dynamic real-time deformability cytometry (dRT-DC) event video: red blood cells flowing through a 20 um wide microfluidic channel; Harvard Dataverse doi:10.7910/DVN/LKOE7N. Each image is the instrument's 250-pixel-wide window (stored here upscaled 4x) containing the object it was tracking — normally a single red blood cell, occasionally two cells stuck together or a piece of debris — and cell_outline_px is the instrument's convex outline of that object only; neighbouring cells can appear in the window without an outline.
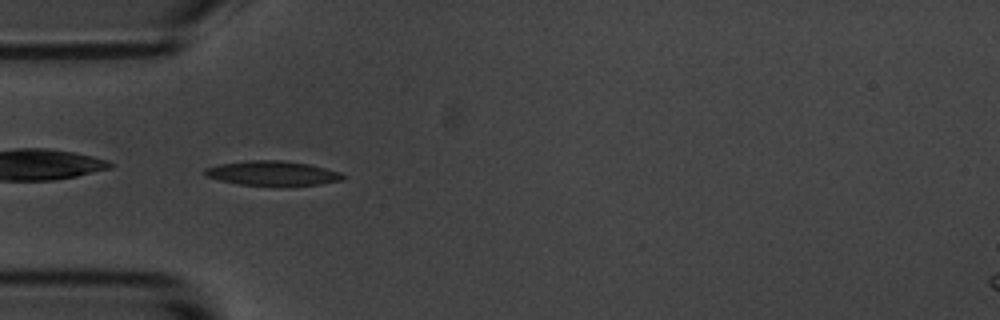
{"species": "common noctule bat (a hibernating species)", "species_latin": "Nyctalus noctula", "temperature_condition": "room temperature", "stored_images_in_passage": 40, "camera_frame_rate_fps": 3000, "um_per_image_px": 0.085, "animal": {"sex": "male", "body_mass_g": 20.1, "forearm_length_mm": 53.5}, "frame": {"image": 1, "passage_image": 1, "time_ms": 0.0, "image_size_px": [1000, 320], "cell_outline_px": [[344, 180], [320, 184], [240, 184], [220, 180], [208, 176], [204, 172], [204, 168], [220, 164], [252, 160], [280, 160], [308, 164], [340, 172], [344, 176]], "centroid_in_image_um": [23.17, 14.7], "position_along_channel_um": 61.8, "area_um2": 19.02}}
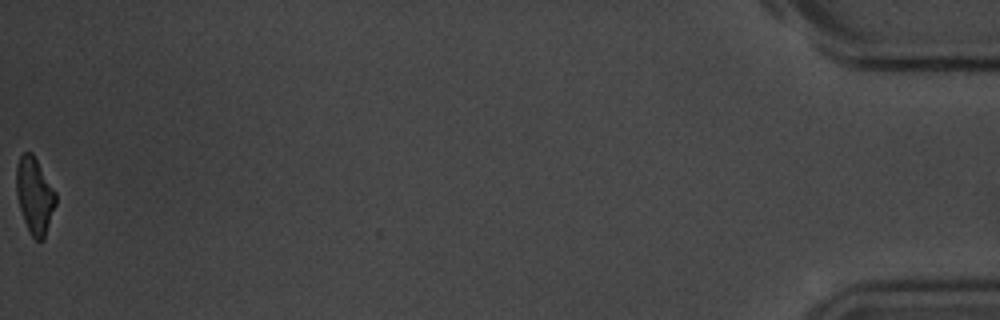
{"frame": {"image": 2, "passage_image": 40, "time_ms": 13.0, "image_size_px": [1000, 320], "cell_outline_px": [[56, 204], [44, 240], [36, 240], [28, 232], [20, 208], [16, 192], [16, 168], [20, 156], [24, 152], [32, 152], [56, 192]], "centroid_in_image_um": [2.95, 16.64], "position_along_channel_um": 432.3, "area_um2": 17.51}, "authors_computed_cell_mechanics": {"area_um2": 18.8428, "velocity_mm_per_s": 3.6326, "shape_relaxation_time_tau1_ms": 3.444, "shape_relaxation_time_tau2_ms": 5.4229, "deformation_change_tau1": 0.1373, "deformation_change_tau2": 0.1475}}